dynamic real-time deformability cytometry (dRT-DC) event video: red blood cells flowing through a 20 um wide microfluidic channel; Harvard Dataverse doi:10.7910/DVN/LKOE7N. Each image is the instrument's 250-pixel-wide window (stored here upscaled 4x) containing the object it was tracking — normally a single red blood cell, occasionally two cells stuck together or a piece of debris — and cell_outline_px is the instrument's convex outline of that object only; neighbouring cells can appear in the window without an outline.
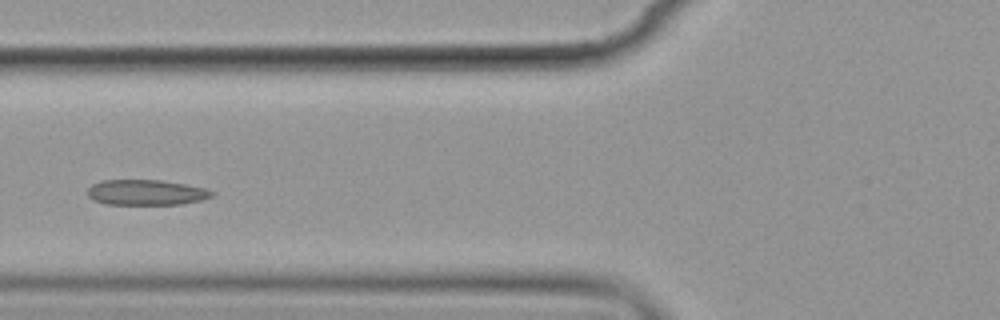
{"species": "common noctule bat (a hibernating species)", "species_latin": "Nyctalus noctula", "temperature_condition": "cold", "stored_images_in_passage": 10, "camera_frame_rate_fps": 3000, "um_per_image_px": 0.085, "animal": {"sex": "female", "body_mass_g": 19.9}, "frame": {"image": 1, "passage_image": 5, "time_ms": 4.667, "image_size_px": [1000, 320], "cell_outline_px": [[216, 192], [212, 196], [200, 200], [180, 204], [104, 204], [92, 200], [88, 196], [88, 188], [92, 184], [100, 180], [160, 180], [208, 188]], "centroid_in_image_um": [12.41, 16.35], "position_along_channel_um": 113.4, "area_um2": 18.5}}
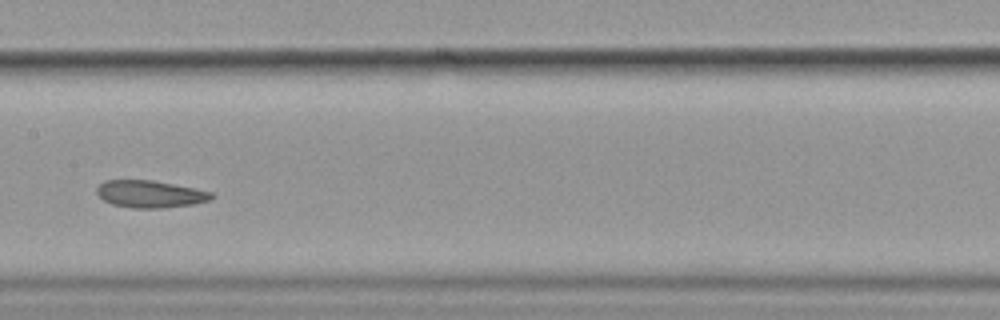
{"frame": {"image": 2, "passage_image": 7, "time_ms": 7.0, "image_size_px": [1000, 320], "cell_outline_px": [[216, 196], [208, 200], [192, 204], [160, 208], [132, 208], [112, 204], [104, 200], [96, 192], [96, 188], [104, 180], [152, 180], [196, 188], [212, 192]], "centroid_in_image_um": [12.76, 16.48], "position_along_channel_um": 194.6, "area_um2": 18.15}}
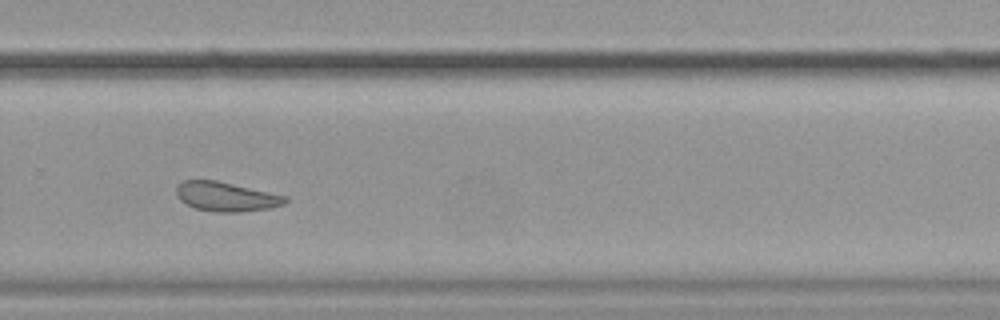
{"frame": {"image": 3, "passage_image": 10, "time_ms": 10.333, "image_size_px": [1000, 320], "cell_outline_px": [[288, 200], [284, 204], [268, 208], [240, 212], [216, 212], [196, 208], [180, 200], [176, 196], [176, 188], [184, 180], [216, 180], [288, 196]], "centroid_in_image_um": [19.23, 16.71], "position_along_channel_um": 310.6, "area_um2": 18.5}}